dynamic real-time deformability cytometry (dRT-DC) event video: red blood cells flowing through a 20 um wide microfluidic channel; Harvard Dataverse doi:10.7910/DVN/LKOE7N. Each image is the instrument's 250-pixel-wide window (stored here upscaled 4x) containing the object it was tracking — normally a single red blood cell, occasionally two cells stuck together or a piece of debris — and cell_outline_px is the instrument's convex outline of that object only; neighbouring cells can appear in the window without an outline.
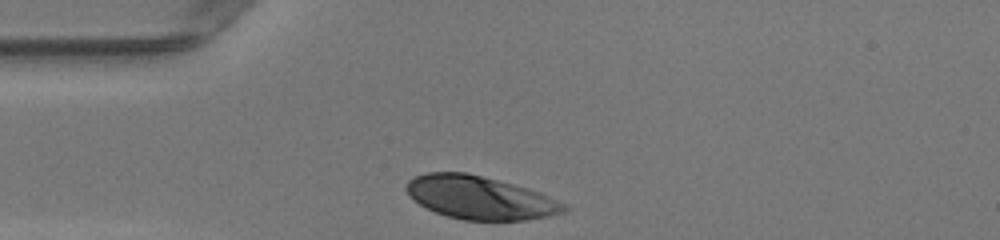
{"species": "human", "species_latin": "Homo sapiens", "temperature_condition": "warm", "stored_images_in_passage": 26, "camera_frame_rate_fps": 3000, "um_per_image_px": 0.085, "donor": {"sex": "female"}, "frame": {"image": 1, "passage_image": 1, "time_ms": 0.0, "image_size_px": [1000, 240], "cell_outline_px": [[568, 212], [528, 220], [464, 220], [448, 216], [436, 212], [420, 204], [404, 188], [408, 180], [412, 176], [424, 172], [468, 172], [512, 184], [540, 192], [564, 204], [568, 208]], "centroid_in_image_um": [40.79, 16.79], "position_along_channel_um": 44.2, "area_um2": 39.48}}
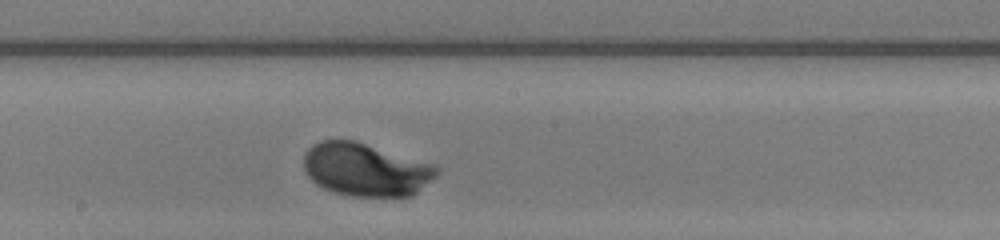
{"frame": {"image": 2, "passage_image": 15, "time_ms": 4.667, "image_size_px": [1000, 240], "cell_outline_px": [[440, 172], [436, 176], [412, 196], [352, 196], [336, 192], [324, 188], [316, 184], [304, 172], [304, 152], [312, 144], [320, 140], [356, 140], [432, 164], [440, 168]], "centroid_in_image_um": [31.06, 14.4], "position_along_channel_um": 217.1, "area_um2": 41.1}}
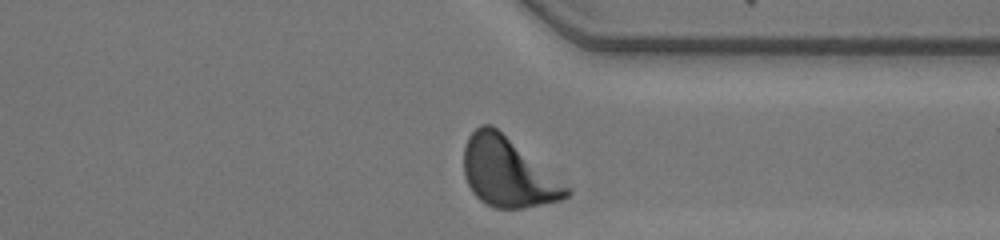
{"frame": {"image": 3, "passage_image": 26, "time_ms": 8.333, "image_size_px": [1000, 240], "cell_outline_px": [[572, 192], [568, 196], [560, 200], [524, 208], [492, 208], [484, 204], [472, 192], [464, 176], [464, 144], [468, 136], [480, 124], [492, 124], [572, 188]], "centroid_in_image_um": [43.16, 14.65], "position_along_channel_um": 368.2, "area_um2": 41.67}, "authors_computed_cell_mechanics": {"area_um2": 40.9802, "velocity_mm_per_s": 4.1321, "shape_relaxation_time_tau1_ms": 1.7574, "shape_relaxation_time_tau2_ms": null, "deformation_change_tau1": 0.1512, "deformation_change_tau2": null}}